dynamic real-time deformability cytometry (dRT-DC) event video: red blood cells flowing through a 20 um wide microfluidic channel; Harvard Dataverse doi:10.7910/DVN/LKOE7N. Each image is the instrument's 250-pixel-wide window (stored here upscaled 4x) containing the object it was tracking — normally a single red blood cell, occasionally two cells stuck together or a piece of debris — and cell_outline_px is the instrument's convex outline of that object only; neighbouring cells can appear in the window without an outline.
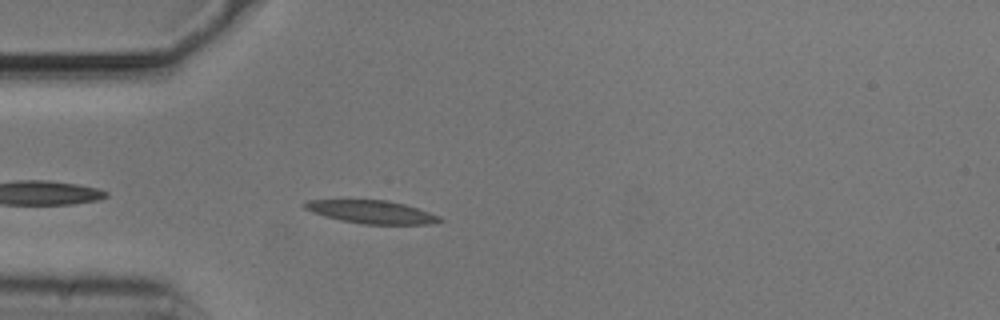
{"species": "common noctule bat (a hibernating species)", "species_latin": "Nyctalus noctula", "temperature_condition": "cold", "stored_images_in_passage": 42, "camera_frame_rate_fps": 3000, "um_per_image_px": 0.085, "animal": {"sex": "male", "body_mass_g": 20.5, "forearm_length_mm": 52.5}, "frame": {"image": 1, "passage_image": 3, "time_ms": 0.667, "image_size_px": [1000, 320], "cell_outline_px": [[444, 220], [428, 224], [364, 224], [340, 220], [324, 216], [312, 212], [304, 208], [300, 204], [308, 200], [388, 200], [404, 204], [440, 216]], "centroid_in_image_um": [31.54, 18.01], "position_along_channel_um": 53.5, "area_um2": 18.03}}
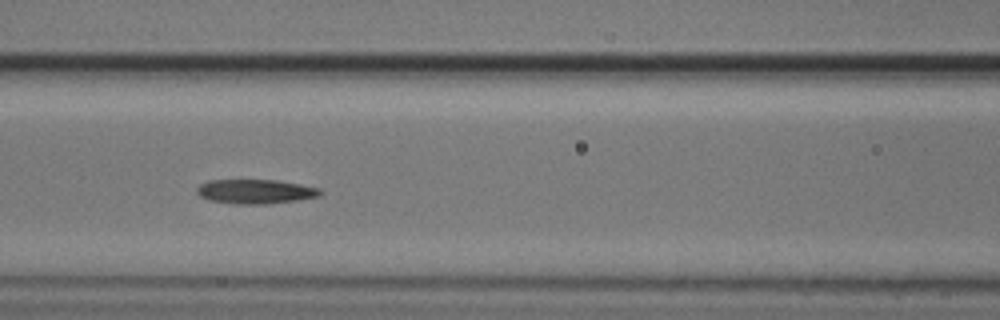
{"frame": {"image": 2, "passage_image": 11, "time_ms": 3.333, "image_size_px": [1000, 320], "cell_outline_px": [[324, 192], [320, 196], [296, 200], [268, 204], [236, 204], [208, 200], [200, 196], [196, 192], [196, 188], [200, 184], [208, 180], [276, 180], [300, 184], [320, 188]], "centroid_in_image_um": [21.71, 16.28], "position_along_channel_um": 144.9, "area_um2": 17.63}}
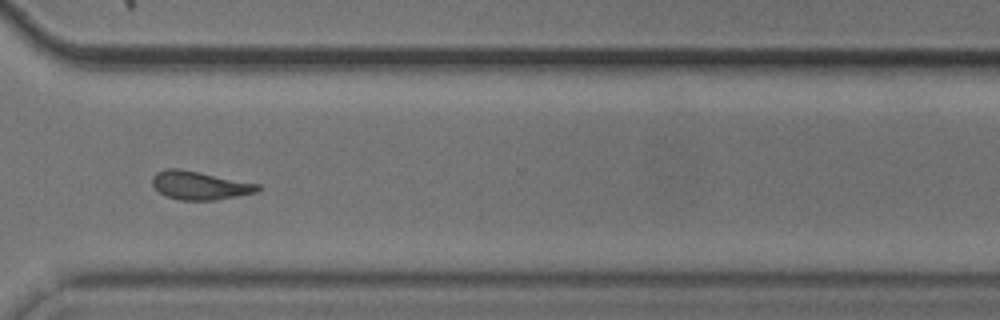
{"frame": {"image": 3, "passage_image": 28, "time_ms": 9.0, "image_size_px": [1000, 320], "cell_outline_px": [[260, 188], [256, 192], [216, 200], [180, 200], [168, 196], [160, 192], [152, 184], [152, 176], [156, 172], [168, 168], [180, 168], [260, 184]], "centroid_in_image_um": [16.96, 15.75], "position_along_channel_um": 353.6, "area_um2": 17.34}, "authors_computed_cell_mechanics": {"area_um2": 17.3111, "velocity_mm_per_s": 3.6894, "shape_relaxation_time_tau1_ms": null, "shape_relaxation_time_tau2_ms": 4.6393, "deformation_change_tau1": null, "deformation_change_tau2": 0.1249}}